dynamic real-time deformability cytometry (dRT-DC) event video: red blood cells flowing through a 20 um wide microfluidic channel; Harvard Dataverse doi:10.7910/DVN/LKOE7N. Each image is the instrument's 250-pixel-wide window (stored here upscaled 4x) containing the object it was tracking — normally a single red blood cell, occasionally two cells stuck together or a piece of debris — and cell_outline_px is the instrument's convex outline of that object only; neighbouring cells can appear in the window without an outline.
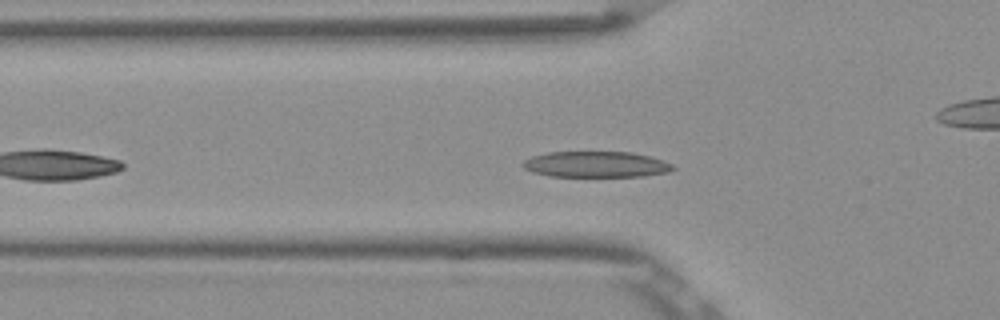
{"species": "Egyptian fruit bat (a non-hibernating species)", "species_latin": "Rousettus aegyptiacus", "temperature_condition": "room temperature", "stored_images_in_passage": 37, "camera_frame_rate_fps": 3000, "um_per_image_px": 0.085, "frame": {"image": 1, "passage_image": 8, "time_ms": 2.333, "image_size_px": [1000, 320], "cell_outline_px": [[676, 168], [668, 172], [644, 176], [548, 176], [532, 172], [524, 168], [520, 164], [524, 160], [532, 156], [548, 152], [632, 152], [648, 156], [672, 164]], "centroid_in_image_um": [50.62, 13.97], "position_along_channel_um": 75.2, "area_um2": 22.6}}
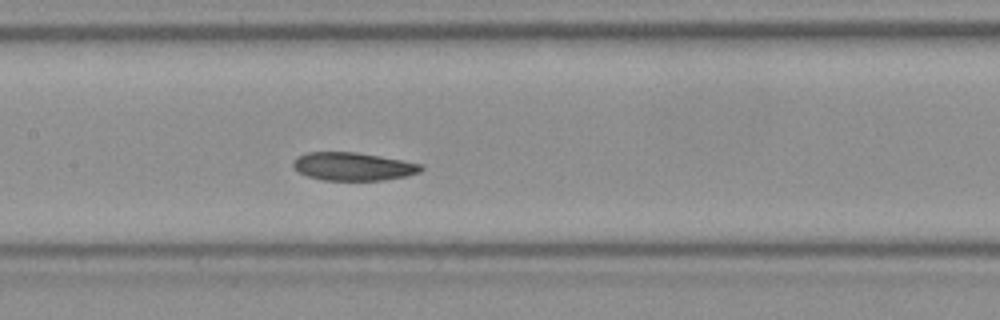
{"frame": {"image": 2, "passage_image": 16, "time_ms": 5.0, "image_size_px": [1000, 320], "cell_outline_px": [[424, 168], [420, 172], [404, 176], [384, 180], [324, 180], [308, 176], [300, 172], [292, 164], [292, 160], [296, 156], [308, 152], [356, 152], [380, 156], [424, 164]], "centroid_in_image_um": [30.02, 14.14], "position_along_channel_um": 177.4, "area_um2": 20.92}}
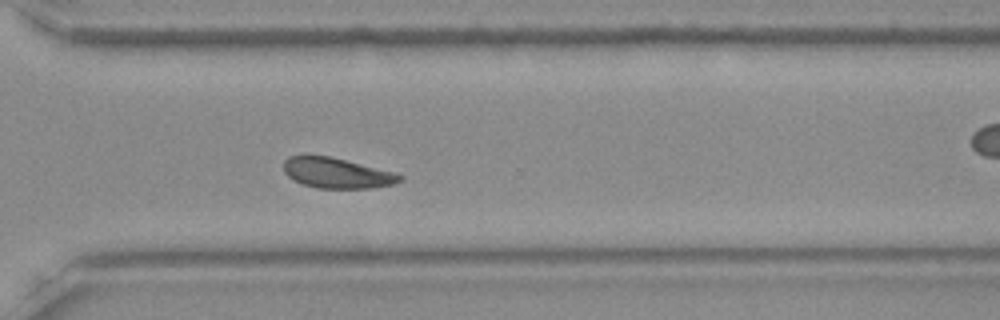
{"frame": {"image": 3, "passage_image": 29, "time_ms": 9.333, "image_size_px": [1000, 320], "cell_outline_px": [[404, 180], [392, 184], [372, 188], [316, 188], [292, 180], [284, 172], [284, 160], [288, 156], [328, 156], [392, 172], [404, 176]], "centroid_in_image_um": [28.61, 14.72], "position_along_channel_um": 342.0, "area_um2": 20.23}, "authors_computed_cell_mechanics": {"area_um2": 21.675, "velocity_mm_per_s": 3.8061, "shape_relaxation_time_tau1_ms": 5.3639, "shape_relaxation_time_tau2_ms": 4.4008, "deformation_change_tau1": 0.1705, "deformation_change_tau2": 0.1042}}